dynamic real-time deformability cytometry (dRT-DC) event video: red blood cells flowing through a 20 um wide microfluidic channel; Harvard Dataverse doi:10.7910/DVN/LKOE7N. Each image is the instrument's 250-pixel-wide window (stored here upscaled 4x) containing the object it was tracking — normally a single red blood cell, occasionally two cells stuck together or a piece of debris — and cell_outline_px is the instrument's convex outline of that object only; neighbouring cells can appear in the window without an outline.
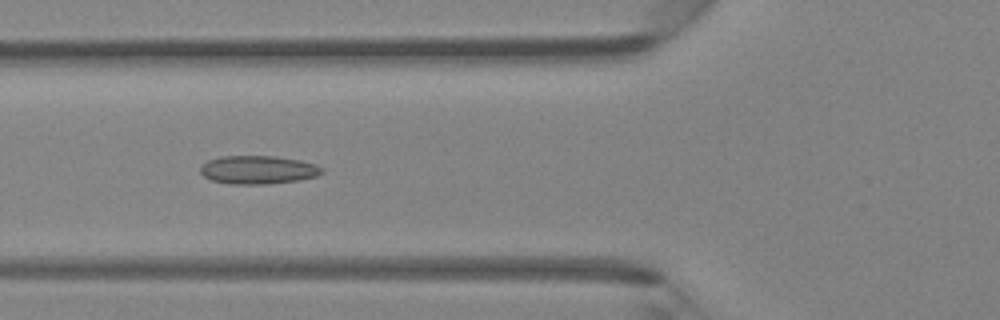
{"species": "Egyptian fruit bat (a non-hibernating species)", "species_latin": "Rousettus aegyptiacus", "temperature_condition": "room temperature", "stored_images_in_passage": 45, "camera_frame_rate_fps": 3000, "um_per_image_px": 0.085, "animal": {"sex": "female"}, "frame": {"image": 1, "passage_image": 17, "time_ms": 5.333, "image_size_px": [1000, 320], "cell_outline_px": [[324, 172], [316, 176], [300, 180], [264, 184], [232, 184], [212, 180], [204, 176], [200, 172], [200, 168], [208, 160], [220, 156], [272, 156], [300, 160], [316, 164], [324, 168]], "centroid_in_image_um": [21.96, 14.43], "position_along_channel_um": 103.8, "area_um2": 20.06}}
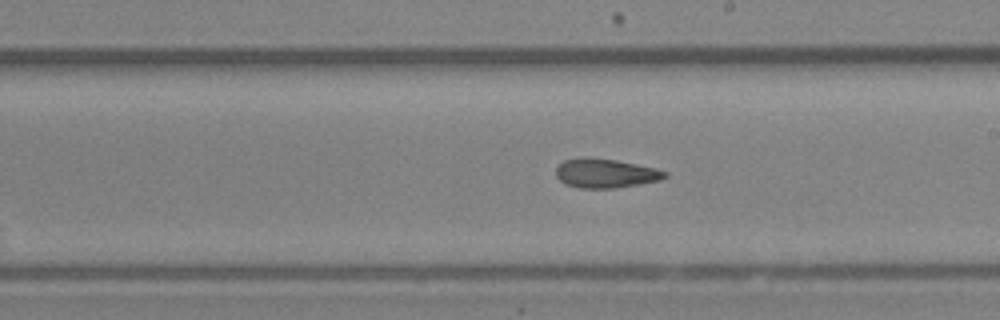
{"frame": {"image": 2, "passage_image": 26, "time_ms": 8.333, "image_size_px": [1000, 320], "cell_outline_px": [[668, 176], [660, 180], [612, 188], [580, 188], [564, 184], [556, 176], [556, 168], [564, 160], [580, 156], [588, 156], [616, 160], [656, 168], [668, 172]], "centroid_in_image_um": [51.43, 14.71], "position_along_channel_um": 237.6, "area_um2": 18.61}}
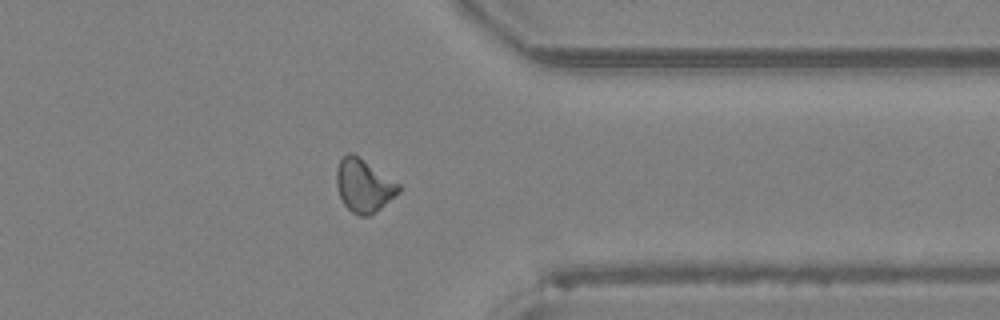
{"frame": {"image": 3, "passage_image": 36, "time_ms": 11.667, "image_size_px": [1000, 320], "cell_outline_px": [[400, 192], [380, 208], [368, 216], [356, 216], [344, 204], [336, 188], [336, 172], [340, 160], [348, 152], [352, 152], [360, 156], [400, 184]], "centroid_in_image_um": [30.91, 15.76], "position_along_channel_um": 380.5, "area_um2": 19.31}}